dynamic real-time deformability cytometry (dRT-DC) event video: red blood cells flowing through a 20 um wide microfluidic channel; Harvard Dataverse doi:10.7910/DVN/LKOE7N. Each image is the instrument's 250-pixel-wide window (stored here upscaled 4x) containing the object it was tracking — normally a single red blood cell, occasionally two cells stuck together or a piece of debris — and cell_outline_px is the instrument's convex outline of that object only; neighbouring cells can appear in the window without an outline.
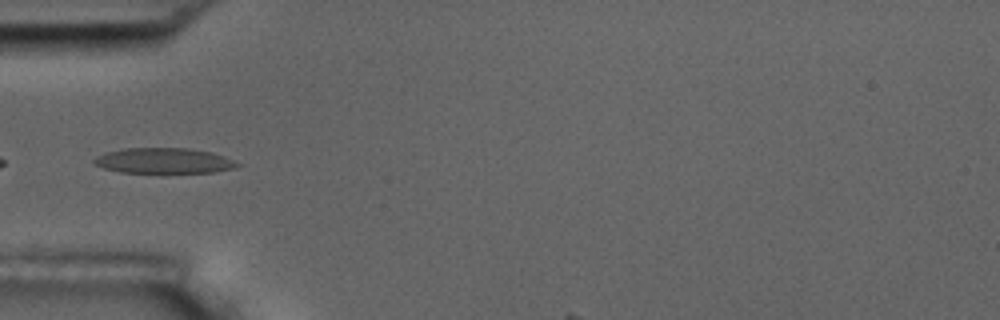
{"species": "common noctule bat (a hibernating species)", "species_latin": "Nyctalus noctula", "temperature_condition": "room temperature", "stored_images_in_passage": 6, "camera_frame_rate_fps": 3000, "um_per_image_px": 0.085, "animal": {"sex": "male", "body_mass_g": 17.5, "forearm_length_mm": 52.3}, "frame": {"image": 1, "passage_image": 5, "time_ms": 4.667, "image_size_px": [1000, 320], "cell_outline_px": [[240, 164], [236, 168], [212, 172], [160, 176], [120, 172], [104, 168], [96, 164], [92, 160], [96, 156], [108, 152], [124, 148], [188, 148], [212, 152], [224, 156]], "centroid_in_image_um": [13.93, 13.72], "position_along_channel_um": 71.1, "area_um2": 22.31}}